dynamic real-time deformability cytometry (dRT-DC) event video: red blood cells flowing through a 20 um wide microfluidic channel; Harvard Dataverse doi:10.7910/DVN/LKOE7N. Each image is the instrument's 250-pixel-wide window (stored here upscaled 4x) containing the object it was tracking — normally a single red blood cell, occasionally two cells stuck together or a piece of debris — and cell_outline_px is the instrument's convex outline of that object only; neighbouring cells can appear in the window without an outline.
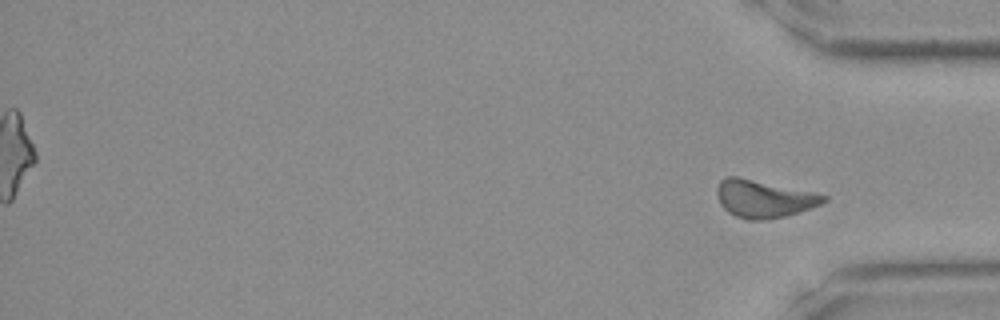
{"species": "Egyptian fruit bat (a non-hibernating species)", "species_latin": "Rousettus aegyptiacus", "temperature_condition": "room temperature", "stored_images_in_passage": 43, "segment_of_instrument_passage": [2, 2], "camera_frame_rate_fps": 3000, "um_per_image_px": 0.085, "frame": {"image": 1, "passage_image": 43, "time_ms": 14.0, "image_size_px": [1000, 320], "cell_outline_px": [[828, 200], [812, 208], [784, 216], [764, 220], [748, 220], [736, 216], [728, 212], [720, 204], [716, 192], [716, 188], [720, 180], [728, 176], [736, 176], [828, 196]], "centroid_in_image_um": [64.88, 16.91], "position_along_channel_um": 370.3, "area_um2": 23.0}}